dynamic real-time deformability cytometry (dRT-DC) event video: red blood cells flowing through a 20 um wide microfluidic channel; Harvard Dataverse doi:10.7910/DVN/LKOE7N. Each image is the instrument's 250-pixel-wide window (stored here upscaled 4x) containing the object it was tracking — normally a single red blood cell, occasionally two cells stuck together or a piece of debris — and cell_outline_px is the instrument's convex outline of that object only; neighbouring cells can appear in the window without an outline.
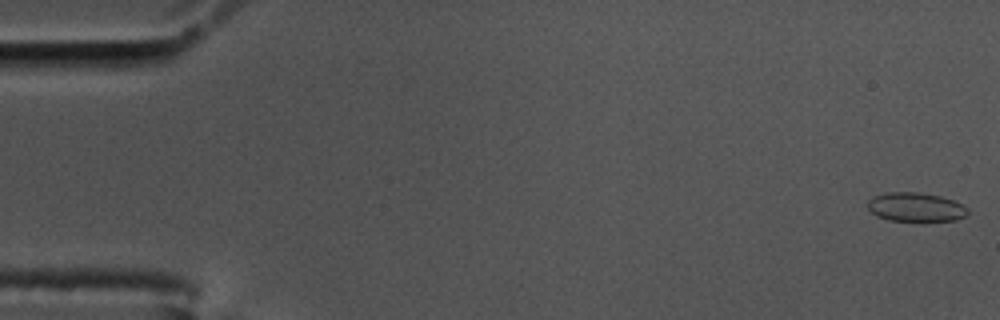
{"species": "common noctule bat (a hibernating species)", "species_latin": "Nyctalus noctula", "temperature_condition": "cold", "stored_images_in_passage": 16, "camera_frame_rate_fps": 3000, "um_per_image_px": 0.085, "animal": {"sex": "male", "body_mass_g": 17.5, "forearm_length_mm": 52.3}, "frame": {"image": 1, "passage_image": 1, "time_ms": 0.0, "image_size_px": [1000, 320], "cell_outline_px": [[968, 212], [964, 216], [956, 220], [920, 224], [888, 220], [876, 216], [868, 208], [868, 200], [876, 196], [888, 192], [920, 192], [940, 196], [956, 200], [968, 208]], "centroid_in_image_um": [77.88, 17.66], "position_along_channel_um": 7.1, "area_um2": 17.74}}
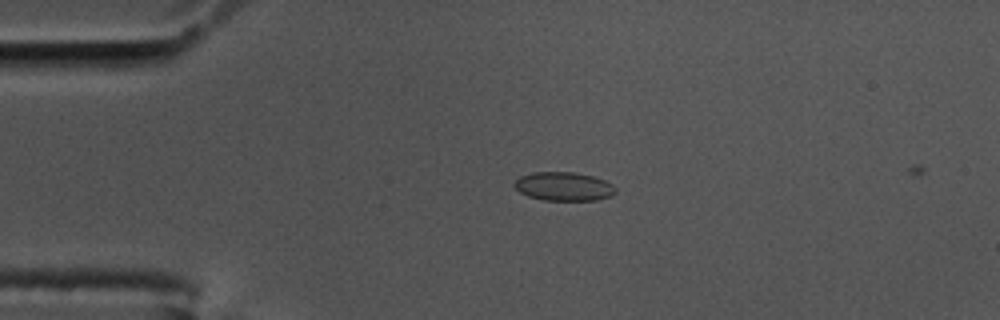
{"frame": {"image": 2, "passage_image": 13, "time_ms": 4.0, "image_size_px": [1000, 320], "cell_outline_px": [[616, 192], [612, 196], [596, 200], [544, 200], [528, 196], [520, 192], [512, 184], [520, 176], [532, 172], [572, 172], [592, 176], [604, 180], [612, 184], [616, 188]], "centroid_in_image_um": [47.92, 15.85], "position_along_channel_um": 37.1, "area_um2": 16.94}}